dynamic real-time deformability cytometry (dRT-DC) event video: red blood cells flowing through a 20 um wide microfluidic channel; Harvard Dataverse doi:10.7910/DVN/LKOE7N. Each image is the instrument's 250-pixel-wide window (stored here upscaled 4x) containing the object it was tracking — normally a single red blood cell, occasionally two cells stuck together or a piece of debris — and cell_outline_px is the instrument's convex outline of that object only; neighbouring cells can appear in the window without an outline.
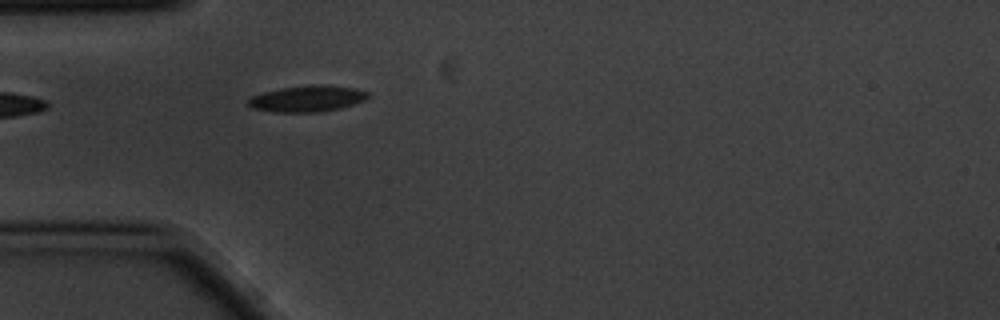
{"species": "common noctule bat (a hibernating species)", "species_latin": "Nyctalus noctula", "temperature_condition": "cold", "stored_images_in_passage": 3, "camera_frame_rate_fps": 3000, "um_per_image_px": 0.085, "animal": {"sex": "male", "body_mass_g": 20.1, "forearm_length_mm": 53.5}, "frame": {"image": 1, "passage_image": 3, "time_ms": 0.667, "image_size_px": [1000, 320], "cell_outline_px": [[368, 96], [364, 100], [340, 108], [316, 112], [276, 112], [252, 108], [248, 104], [248, 100], [252, 96], [264, 92], [280, 88], [308, 84], [324, 84], [352, 88], [368, 92]], "centroid_in_image_um": [26.09, 8.37], "position_along_channel_um": 58.9, "area_um2": 18.15}}